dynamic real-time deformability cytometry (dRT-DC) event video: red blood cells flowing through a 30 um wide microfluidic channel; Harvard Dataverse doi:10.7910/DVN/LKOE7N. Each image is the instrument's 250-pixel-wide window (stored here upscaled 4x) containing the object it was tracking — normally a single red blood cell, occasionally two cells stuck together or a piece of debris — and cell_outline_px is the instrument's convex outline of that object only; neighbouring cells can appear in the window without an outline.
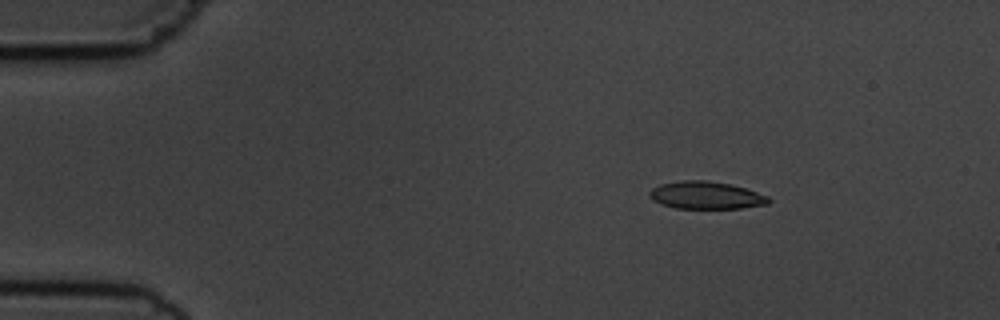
{"species": "common noctule bat (a hibernating species)", "species_latin": "Nyctalus noctula", "temperature_condition": "cold", "stored_images_in_passage": 5, "camera_frame_rate_fps": 3000, "um_per_image_px": 0.085, "animal": {"sex": "male", "body_mass_g": 19.5, "forearm_length_mm": 54.6}, "frame": {"image": 1, "passage_image": 3, "time_ms": 2.333, "image_size_px": [1000, 320], "cell_outline_px": [[772, 200], [768, 204], [740, 208], [676, 208], [652, 200], [648, 196], [648, 192], [652, 188], [660, 184], [680, 180], [708, 180], [732, 184], [768, 196]], "centroid_in_image_um": [60.0, 16.59], "position_along_channel_um": 25.0, "area_um2": 19.13}}